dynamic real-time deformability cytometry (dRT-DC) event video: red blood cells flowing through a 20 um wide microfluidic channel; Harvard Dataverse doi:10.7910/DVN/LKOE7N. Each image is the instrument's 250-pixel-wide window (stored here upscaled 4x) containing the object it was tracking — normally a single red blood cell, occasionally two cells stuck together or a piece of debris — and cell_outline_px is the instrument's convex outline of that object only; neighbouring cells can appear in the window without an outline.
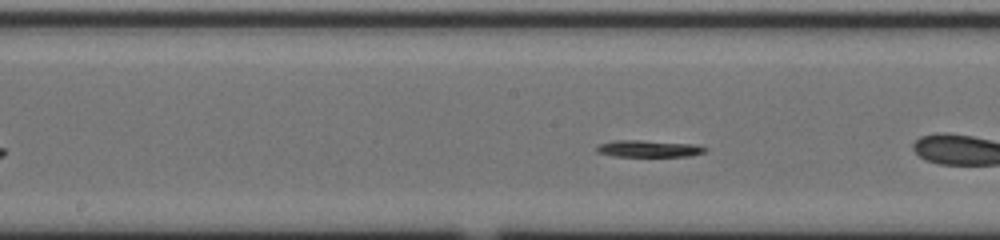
{"species": "common noctule bat (a hibernating species)", "species_latin": "Nyctalus noctula", "temperature_condition": "cold", "stored_images_in_passage": 41, "camera_frame_rate_fps": 3000, "um_per_image_px": 0.085, "animal": {"sex": "male", "body_mass_g": 20.0, "forearm_length_mm": 53.3}, "frame": {"image": 1, "passage_image": 12, "time_ms": 3.667, "image_size_px": [1000, 240], "cell_outline_px": [[708, 148], [704, 152], [692, 156], [612, 156], [596, 152], [596, 148], [600, 144], [612, 140], [640, 140], [696, 144]], "centroid_in_image_um": [55.14, 12.63], "position_along_channel_um": 193.1, "area_um2": 10.69}}